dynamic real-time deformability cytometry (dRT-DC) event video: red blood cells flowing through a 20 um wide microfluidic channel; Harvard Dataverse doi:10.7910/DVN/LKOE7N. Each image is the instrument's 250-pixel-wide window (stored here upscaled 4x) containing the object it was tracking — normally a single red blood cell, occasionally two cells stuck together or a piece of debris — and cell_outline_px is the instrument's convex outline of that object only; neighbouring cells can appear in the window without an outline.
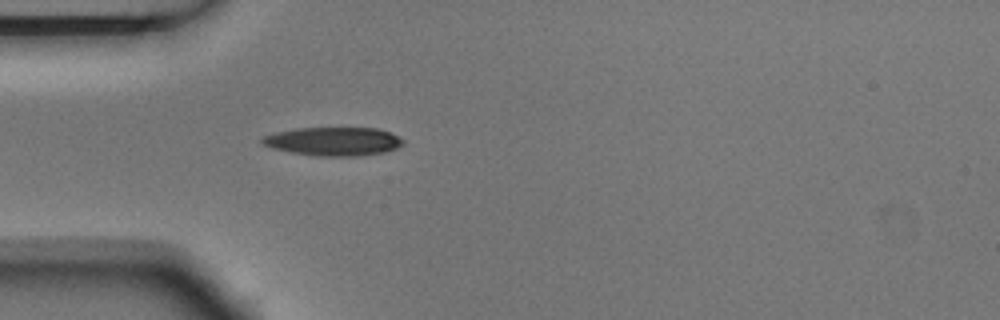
{"species": "Egyptian fruit bat (a non-hibernating species)", "species_latin": "Rousettus aegyptiacus", "temperature_condition": "room temperature", "stored_images_in_passage": 5, "camera_frame_rate_fps": 3000, "um_per_image_px": 0.085, "animal": {"sex": "male"}, "frame": {"image": 1, "passage_image": 5, "time_ms": 1.333, "image_size_px": [1000, 320], "cell_outline_px": [[404, 144], [400, 148], [384, 152], [360, 156], [320, 156], [292, 152], [272, 148], [260, 144], [260, 140], [264, 136], [276, 132], [296, 128], [376, 128], [388, 132], [404, 140]], "centroid_in_image_um": [28.34, 12.02], "position_along_channel_um": 56.7, "area_um2": 23.47}}